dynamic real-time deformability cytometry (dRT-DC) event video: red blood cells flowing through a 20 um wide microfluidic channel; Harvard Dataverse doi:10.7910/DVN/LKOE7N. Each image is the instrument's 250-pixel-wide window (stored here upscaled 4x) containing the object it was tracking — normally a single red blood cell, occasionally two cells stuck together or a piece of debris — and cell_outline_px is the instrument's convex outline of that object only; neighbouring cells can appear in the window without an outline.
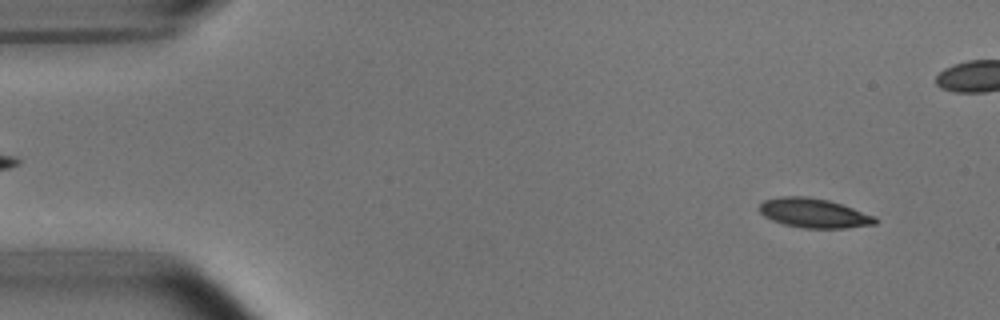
{"species": "common noctule bat (a hibernating species)", "species_latin": "Nyctalus noctula", "temperature_condition": "room temperature", "stored_images_in_passage": 53, "camera_frame_rate_fps": 3000, "um_per_image_px": 0.085, "animal": {"sex": "male", "body_mass_g": 15.6}, "frame": {"image": 1, "passage_image": 4, "time_ms": 1.0, "image_size_px": [1000, 320], "cell_outline_px": [[880, 220], [876, 224], [844, 228], [804, 228], [784, 224], [772, 220], [764, 216], [760, 212], [760, 204], [764, 200], [780, 196], [804, 196], [828, 200], [876, 216]], "centroid_in_image_um": [69.2, 18.11], "position_along_channel_um": 15.8, "area_um2": 19.77}}
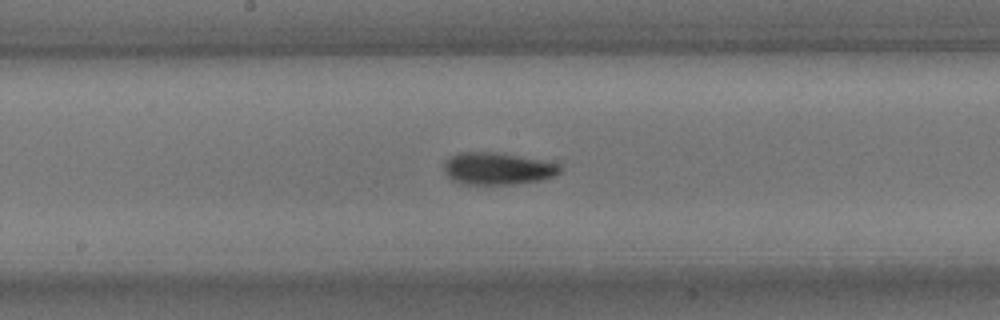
{"frame": {"image": 2, "passage_image": 27, "time_ms": 8.667, "image_size_px": [1000, 320], "cell_outline_px": [[564, 168], [560, 172], [544, 180], [512, 184], [460, 184], [452, 180], [444, 172], [444, 164], [452, 156], [460, 152], [496, 152], [540, 160], [560, 164]], "centroid_in_image_um": [42.3, 14.34], "position_along_channel_um": 205.9, "area_um2": 21.68}}
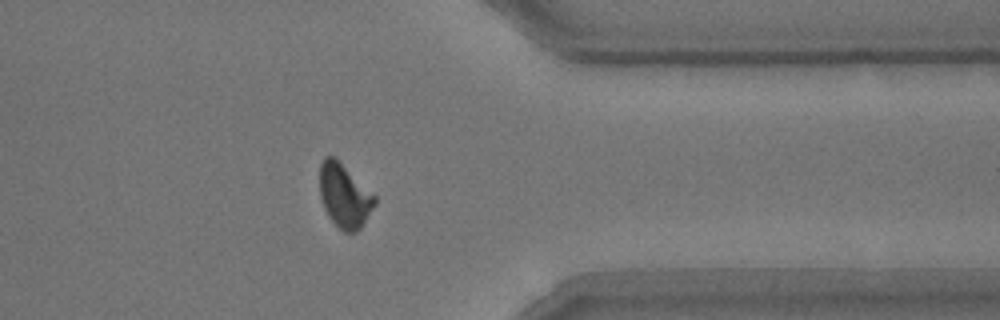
{"frame": {"image": 3, "passage_image": 42, "time_ms": 13.667, "image_size_px": [1000, 320], "cell_outline_px": [[376, 204], [360, 228], [356, 232], [344, 232], [328, 216], [324, 208], [320, 196], [320, 164], [324, 156], [332, 156], [376, 196]], "centroid_in_image_um": [29.27, 16.66], "position_along_channel_um": 382.1, "area_um2": 20.0}, "authors_computed_cell_mechanics": {"area_um2": 20.519, "velocity_mm_per_s": 3.7451, "shape_relaxation_time_tau1_ms": 2.8961, "shape_relaxation_time_tau2_ms": 2.3549, "deformation_change_tau1": 0.1395, "deformation_change_tau2": 0.0876}}